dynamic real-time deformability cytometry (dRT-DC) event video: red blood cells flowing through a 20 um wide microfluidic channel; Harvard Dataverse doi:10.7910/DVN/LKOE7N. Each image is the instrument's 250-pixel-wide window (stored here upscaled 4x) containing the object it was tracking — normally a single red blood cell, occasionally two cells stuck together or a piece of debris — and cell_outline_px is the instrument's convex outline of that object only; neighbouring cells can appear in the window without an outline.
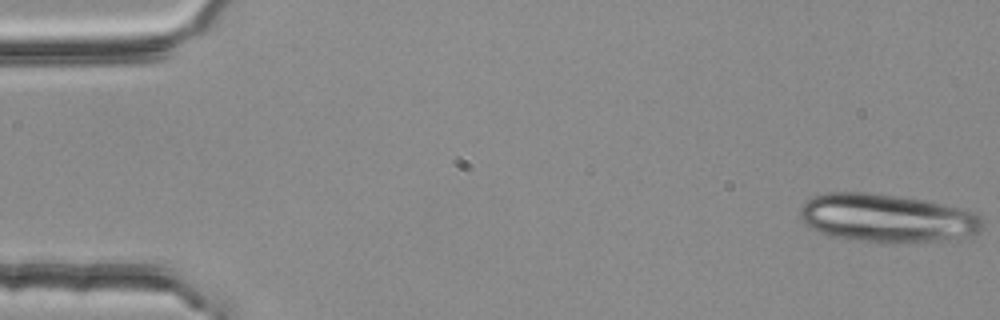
{"species": "common noctule bat (a hibernating species)", "species_latin": "Nyctalus noctula", "temperature_condition": "room temperature", "stored_images_in_passage": 3, "camera_frame_rate_fps": 3000, "um_per_image_px": 0.085, "animal": {"sex": "female", "body_mass_g": 25.1}, "frame": {"image": 1, "passage_image": 1, "time_ms": 0.0, "image_size_px": [1000, 320], "cell_outline_px": [[980, 228], [972, 240], [860, 240], [828, 236], [808, 228], [804, 224], [800, 216], [800, 208], [804, 200], [812, 196], [824, 192], [864, 192], [924, 200], [980, 212]], "centroid_in_image_um": [75.38, 18.51], "position_along_channel_um": 9.6, "area_um2": 51.21}}